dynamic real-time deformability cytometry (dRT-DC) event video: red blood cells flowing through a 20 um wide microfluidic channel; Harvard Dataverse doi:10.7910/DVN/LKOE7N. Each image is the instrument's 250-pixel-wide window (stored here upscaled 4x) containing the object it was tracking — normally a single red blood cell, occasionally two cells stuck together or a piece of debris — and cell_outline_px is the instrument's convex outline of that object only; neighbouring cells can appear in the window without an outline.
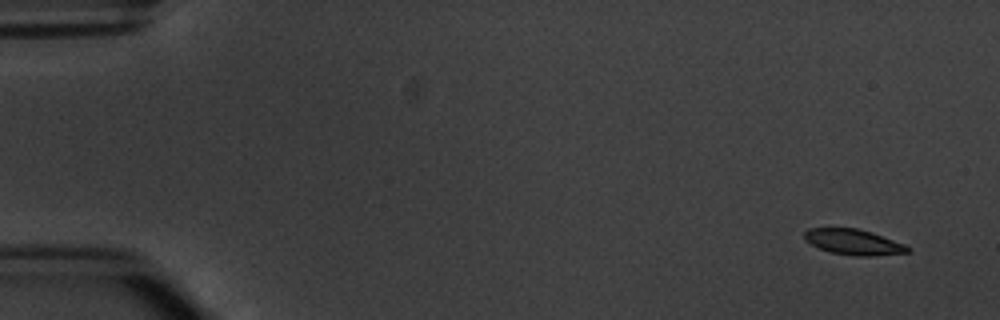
{"species": "common noctule bat (a hibernating species)", "species_latin": "Nyctalus noctula", "temperature_condition": "warm", "stored_images_in_passage": 6, "camera_frame_rate_fps": 3000, "um_per_image_px": 0.085, "animal": {"sex": "male", "body_mass_g": 20.1, "forearm_length_mm": 53.5}, "frame": {"image": 1, "passage_image": 1, "time_ms": 0.0, "image_size_px": [1000, 320], "cell_outline_px": [[912, 248], [908, 252], [872, 256], [856, 256], [828, 252], [804, 240], [804, 232], [808, 228], [856, 228], [872, 232], [904, 244]], "centroid_in_image_um": [72.54, 20.57], "position_along_channel_um": 12.5, "area_um2": 15.37}}